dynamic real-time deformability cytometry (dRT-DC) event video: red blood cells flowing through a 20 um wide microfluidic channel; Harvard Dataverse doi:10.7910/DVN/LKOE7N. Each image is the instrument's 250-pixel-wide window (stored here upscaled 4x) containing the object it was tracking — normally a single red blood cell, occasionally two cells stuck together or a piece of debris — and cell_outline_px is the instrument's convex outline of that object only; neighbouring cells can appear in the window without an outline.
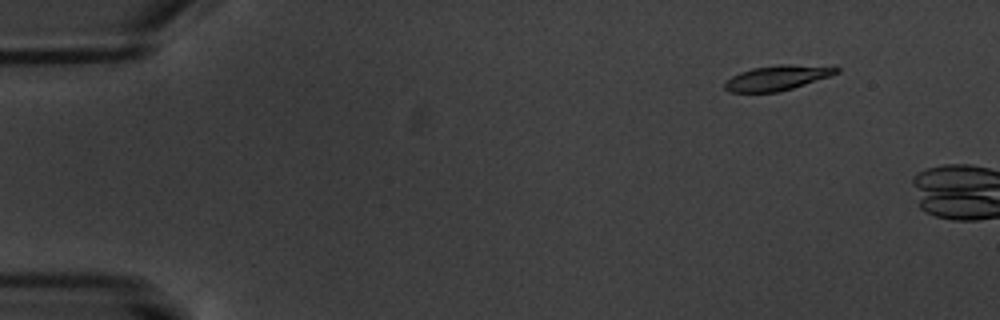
{"species": "common noctule bat (a hibernating species)", "species_latin": "Nyctalus noctula", "temperature_condition": "warm", "stored_images_in_passage": 3, "camera_frame_rate_fps": 3000, "um_per_image_px": 0.085, "animal": {"sex": "male", "body_mass_g": 20.1, "forearm_length_mm": 53.5}, "frame": {"image": 1, "passage_image": 2, "time_ms": 1.333, "image_size_px": [1000, 320], "cell_outline_px": [[840, 72], [832, 76], [792, 88], [776, 92], [728, 92], [724, 88], [724, 84], [732, 76], [740, 72], [752, 68], [780, 64], [788, 64], [840, 68]], "centroid_in_image_um": [66.05, 6.62], "position_along_channel_um": 18.9, "area_um2": 16.07}}